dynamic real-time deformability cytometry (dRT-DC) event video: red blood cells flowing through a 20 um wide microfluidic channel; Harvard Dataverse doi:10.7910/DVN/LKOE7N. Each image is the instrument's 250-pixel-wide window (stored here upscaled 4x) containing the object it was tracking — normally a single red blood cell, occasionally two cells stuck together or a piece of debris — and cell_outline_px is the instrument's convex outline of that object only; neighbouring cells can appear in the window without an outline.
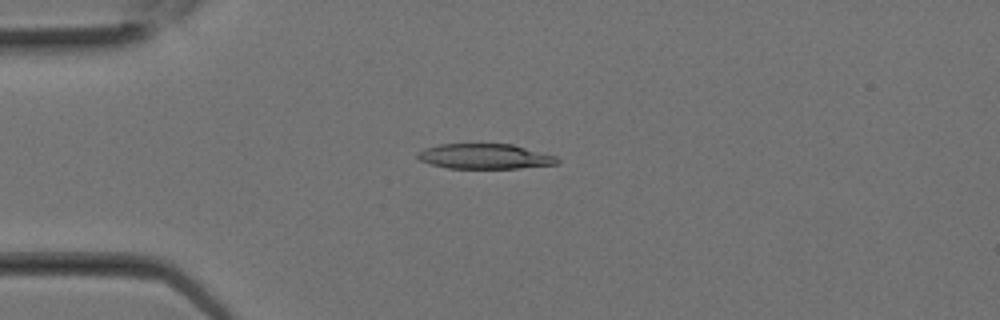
{"species": "Egyptian fruit bat (a non-hibernating species)", "species_latin": "Rousettus aegyptiacus", "temperature_condition": "room temperature", "stored_images_in_passage": 6, "camera_frame_rate_fps": 3000, "um_per_image_px": 0.085, "animal": {"sex": "female"}, "frame": {"image": 1, "passage_image": 3, "time_ms": 0.667, "image_size_px": [1000, 320], "cell_outline_px": [[560, 160], [556, 164], [520, 168], [448, 168], [432, 164], [420, 160], [416, 156], [416, 152], [424, 148], [440, 144], [512, 144], [556, 156]], "centroid_in_image_um": [41.19, 13.29], "position_along_channel_um": 43.8, "area_um2": 20.35}}
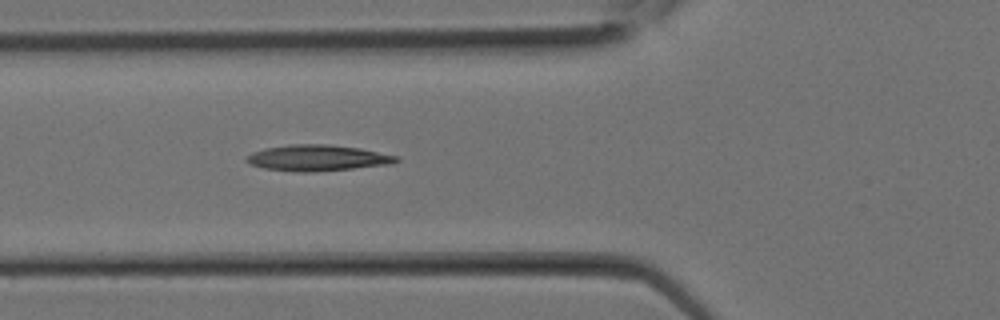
{"frame": {"image": 2, "passage_image": 6, "time_ms": 1.667, "image_size_px": [1000, 320], "cell_outline_px": [[400, 160], [392, 164], [312, 172], [300, 172], [264, 168], [248, 164], [244, 160], [244, 156], [252, 152], [264, 148], [288, 144], [328, 144], [360, 148], [400, 156]], "centroid_in_image_um": [26.96, 13.41], "position_along_channel_um": 98.8, "area_um2": 22.95}}